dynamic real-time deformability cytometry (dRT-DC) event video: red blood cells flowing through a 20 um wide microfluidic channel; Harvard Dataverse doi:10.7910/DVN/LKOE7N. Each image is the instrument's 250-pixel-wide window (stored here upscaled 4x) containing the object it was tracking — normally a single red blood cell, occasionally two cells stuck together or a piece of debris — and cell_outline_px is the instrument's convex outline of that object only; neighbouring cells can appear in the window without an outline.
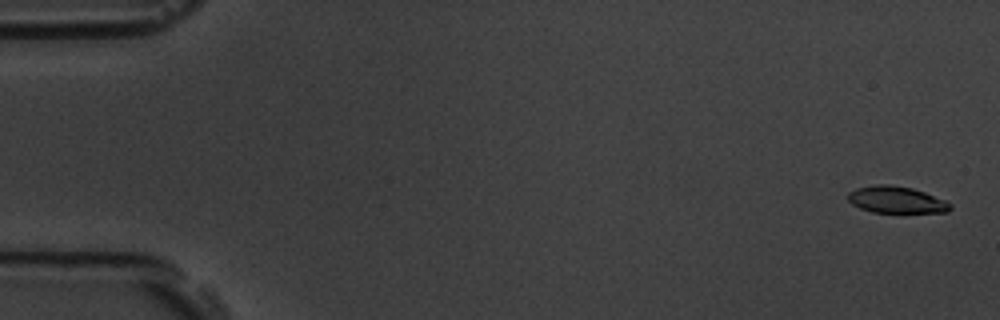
{"species": "common noctule bat (a hibernating species)", "species_latin": "Nyctalus noctula", "temperature_condition": "room temperature", "stored_images_in_passage": 8, "camera_frame_rate_fps": 3000, "um_per_image_px": 0.085, "animal": {"sex": "male", "body_mass_g": 19.5, "forearm_length_mm": 54.6}, "frame": {"image": 1, "passage_image": 1, "time_ms": 0.0, "image_size_px": [1000, 320], "cell_outline_px": [[952, 208], [948, 212], [872, 212], [860, 208], [852, 204], [848, 200], [848, 192], [856, 188], [876, 184], [888, 184], [912, 188], [924, 192], [944, 200], [952, 204]], "centroid_in_image_um": [76.17, 16.97], "position_along_channel_um": 8.8, "area_um2": 15.9}}
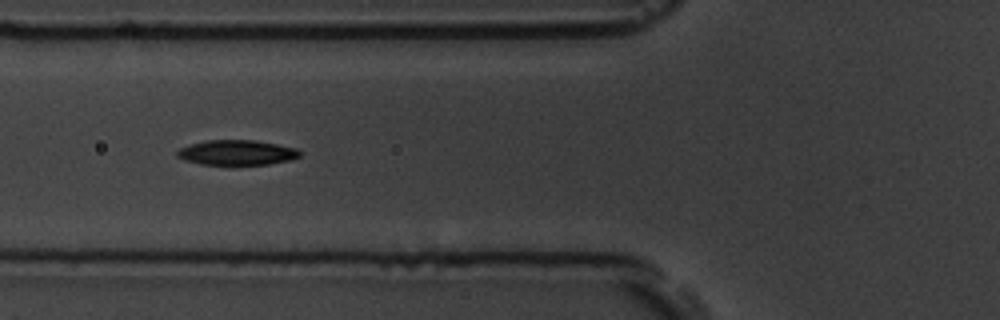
{"frame": {"image": 2, "passage_image": 7, "time_ms": 2.0, "image_size_px": [1000, 320], "cell_outline_px": [[304, 152], [300, 156], [288, 160], [268, 164], [200, 164], [184, 160], [176, 156], [176, 152], [180, 148], [188, 144], [204, 140], [256, 140], [296, 148]], "centroid_in_image_um": [20.11, 12.95], "position_along_channel_um": 105.7, "area_um2": 17.92}}
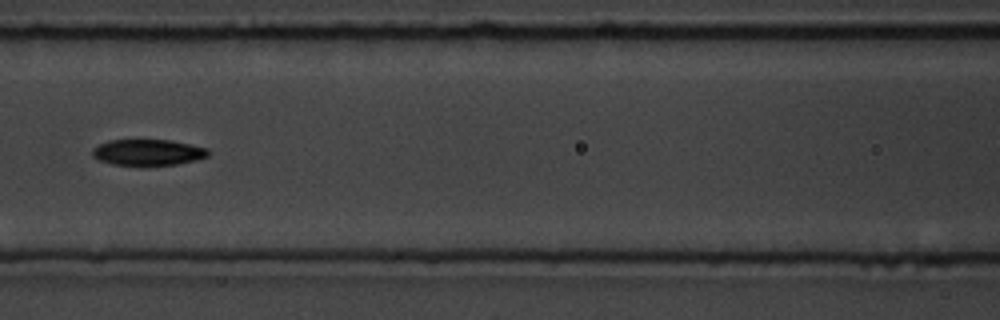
{"frame": {"image": 3, "passage_image": 8, "time_ms": 2.333, "image_size_px": [1000, 320], "cell_outline_px": [[212, 152], [208, 156], [196, 160], [176, 164], [140, 168], [112, 164], [100, 160], [92, 156], [92, 148], [108, 140], [168, 140], [208, 148]], "centroid_in_image_um": [12.57, 12.99], "position_along_channel_um": 154.0, "area_um2": 18.21}}